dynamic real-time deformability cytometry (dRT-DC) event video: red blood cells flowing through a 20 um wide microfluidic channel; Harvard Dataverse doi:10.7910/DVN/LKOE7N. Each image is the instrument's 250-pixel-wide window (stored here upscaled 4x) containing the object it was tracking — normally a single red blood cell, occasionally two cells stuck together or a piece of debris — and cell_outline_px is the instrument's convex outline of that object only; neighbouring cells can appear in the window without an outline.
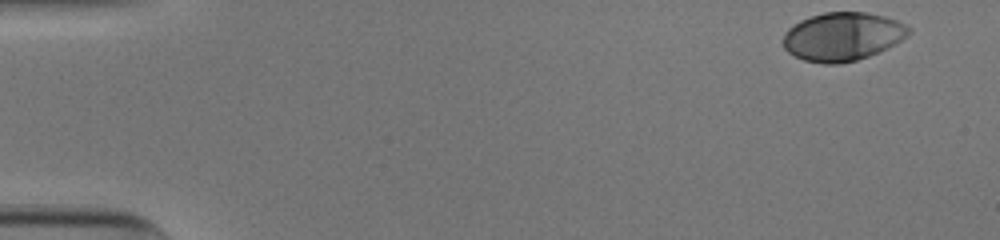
{"species": "human", "species_latin": "Homo sapiens", "temperature_condition": "cold", "stored_images_in_passage": 41, "camera_frame_rate_fps": 3000, "um_per_image_px": 0.085, "donor": {"sex": "male"}, "frame": {"image": 1, "passage_image": 1, "time_ms": 0.0, "image_size_px": [1000, 240], "cell_outline_px": [[912, 32], [908, 36], [868, 56], [856, 60], [840, 64], [824, 64], [804, 60], [788, 52], [784, 48], [784, 32], [788, 28], [800, 20], [824, 12], [864, 12], [884, 16], [908, 24], [912, 28]], "centroid_in_image_um": [71.62, 3.1], "position_along_channel_um": 13.4, "area_um2": 35.32}}
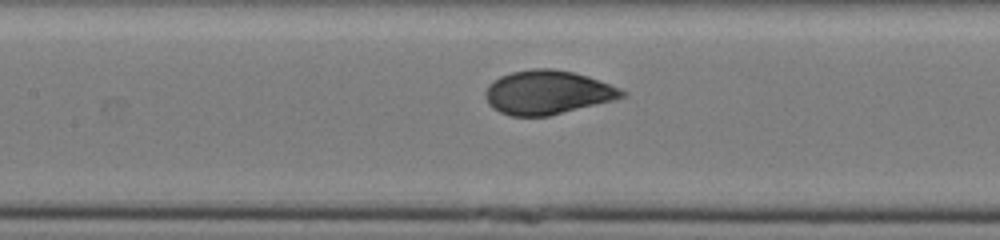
{"frame": {"image": 2, "passage_image": 23, "time_ms": 7.333, "image_size_px": [1000, 240], "cell_outline_px": [[628, 96], [548, 116], [512, 116], [500, 112], [492, 108], [488, 104], [484, 96], [484, 92], [488, 84], [500, 76], [512, 72], [532, 68], [552, 68], [572, 72], [588, 76], [620, 88], [628, 92]], "centroid_in_image_um": [46.51, 7.85], "position_along_channel_um": 160.9, "area_um2": 34.97}}
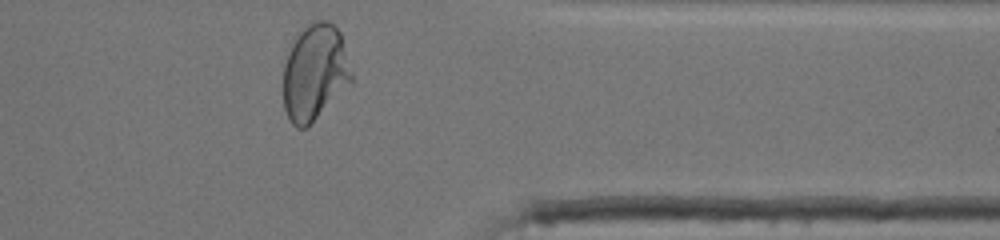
{"frame": {"image": 3, "passage_image": 41, "time_ms": 13.333, "image_size_px": [1000, 240], "cell_outline_px": [[352, 80], [304, 128], [296, 128], [292, 124], [284, 108], [284, 64], [288, 52], [292, 44], [300, 32], [308, 24], [316, 20], [328, 20], [340, 32], [352, 76]], "centroid_in_image_um": [26.72, 6.11], "position_along_channel_um": 384.7, "area_um2": 36.99}, "authors_computed_cell_mechanics": {"area_um2": 34.7378, "velocity_mm_per_s": 3.8965, "shape_relaxation_time_tau1_ms": 3.168, "shape_relaxation_time_tau2_ms": null, "deformation_change_tau1": 0.1719, "deformation_change_tau2": null}}